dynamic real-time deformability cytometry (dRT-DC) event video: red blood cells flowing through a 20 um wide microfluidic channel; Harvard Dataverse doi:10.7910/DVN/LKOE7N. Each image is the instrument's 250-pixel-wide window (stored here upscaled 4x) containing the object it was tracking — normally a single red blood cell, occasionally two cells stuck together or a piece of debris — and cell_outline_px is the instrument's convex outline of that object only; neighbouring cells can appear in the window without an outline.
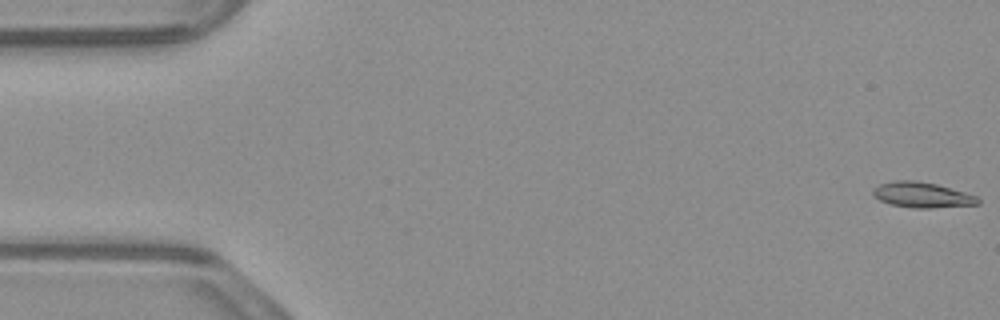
{"species": "common noctule bat (a hibernating species)", "species_latin": "Nyctalus noctula", "temperature_condition": "warm", "stored_images_in_passage": 53, "camera_frame_rate_fps": 3000, "um_per_image_px": 0.085, "animal": {"sex": "male", "body_mass_g": 23.1, "forearm_length_mm": 52.7}, "frame": {"image": 1, "passage_image": 1, "time_ms": 0.0, "image_size_px": [1000, 320], "cell_outline_px": [[980, 204], [932, 208], [912, 208], [892, 204], [880, 200], [872, 196], [872, 188], [880, 184], [896, 180], [916, 180], [936, 184], [964, 192], [976, 196], [980, 200]], "centroid_in_image_um": [78.35, 16.57], "position_along_channel_um": 6.6, "area_um2": 15.55}}
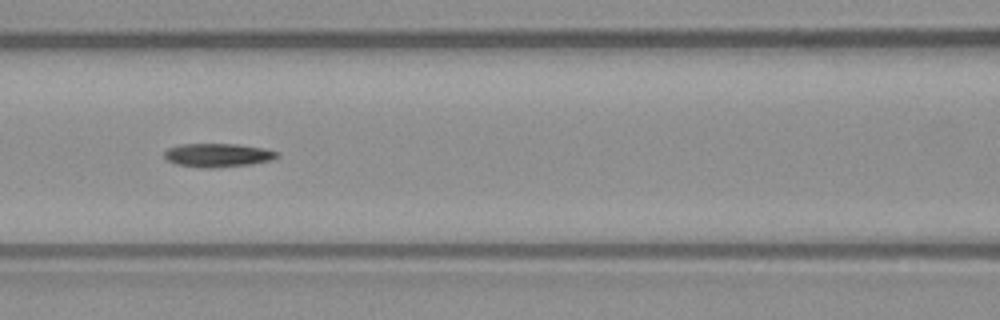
{"frame": {"image": 2, "passage_image": 23, "time_ms": 7.333, "image_size_px": [1000, 320], "cell_outline_px": [[280, 156], [272, 160], [252, 164], [212, 168], [200, 168], [176, 164], [168, 160], [164, 156], [164, 152], [168, 148], [180, 144], [240, 144], [264, 148], [280, 152]], "centroid_in_image_um": [18.55, 13.19], "position_along_channel_um": 148.0, "area_um2": 15.72}}
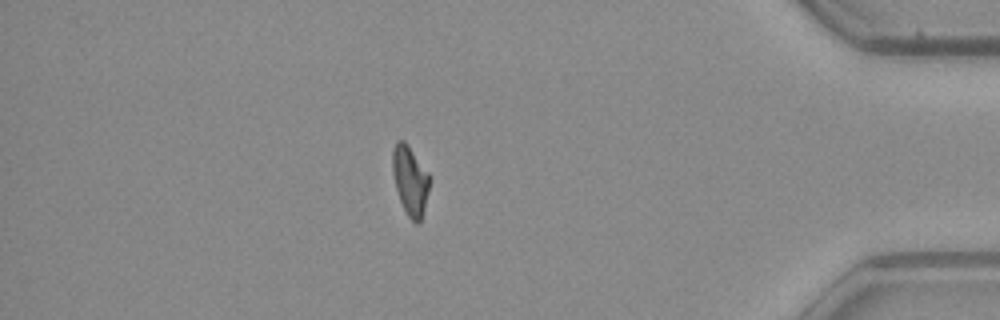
{"frame": {"image": 3, "passage_image": 46, "time_ms": 15.0, "image_size_px": [1000, 320], "cell_outline_px": [[432, 180], [420, 224], [416, 224], [408, 216], [400, 200], [396, 188], [392, 172], [392, 152], [396, 140], [404, 140], [408, 144], [432, 176]], "centroid_in_image_um": [34.9, 15.32], "position_along_channel_um": 400.3, "area_um2": 15.37}, "authors_computed_cell_mechanics": {"area_um2": 15.317, "velocity_mm_per_s": 3.9033, "shape_relaxation_time_tau1_ms": 5.223, "shape_relaxation_time_tau2_ms": 5.1287, "deformation_change_tau1": 0.1809, "deformation_change_tau2": 0.1406}}